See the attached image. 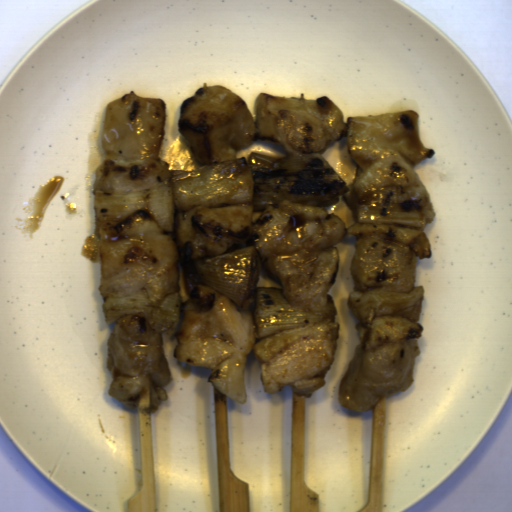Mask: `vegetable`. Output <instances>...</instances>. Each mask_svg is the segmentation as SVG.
<instances>
[{
  "mask_svg": "<svg viewBox=\"0 0 512 512\" xmlns=\"http://www.w3.org/2000/svg\"><path fill=\"white\" fill-rule=\"evenodd\" d=\"M154 187L93 192L97 233L111 231L136 213H146L168 231L175 213L230 205L275 206L285 201L333 207L349 188L330 162L316 153L267 157L256 153L195 170L169 169Z\"/></svg>",
  "mask_w": 512,
  "mask_h": 512,
  "instance_id": "add77e79",
  "label": "vegetable"
},
{
  "mask_svg": "<svg viewBox=\"0 0 512 512\" xmlns=\"http://www.w3.org/2000/svg\"><path fill=\"white\" fill-rule=\"evenodd\" d=\"M261 255L256 242L237 243L216 257H205L196 265L202 281L237 305H255L254 354L269 363L285 350L314 336L319 331L337 335L339 328L336 304L332 295L318 311L294 308L283 296L282 289L257 285L261 271Z\"/></svg>",
  "mask_w": 512,
  "mask_h": 512,
  "instance_id": "ea0f7189",
  "label": "vegetable"
},
{
  "mask_svg": "<svg viewBox=\"0 0 512 512\" xmlns=\"http://www.w3.org/2000/svg\"><path fill=\"white\" fill-rule=\"evenodd\" d=\"M425 298V288L418 286L409 293L366 289L350 291L347 303L359 322L363 350L386 342H402L422 334L418 323Z\"/></svg>",
  "mask_w": 512,
  "mask_h": 512,
  "instance_id": "f7b5029e",
  "label": "vegetable"
},
{
  "mask_svg": "<svg viewBox=\"0 0 512 512\" xmlns=\"http://www.w3.org/2000/svg\"><path fill=\"white\" fill-rule=\"evenodd\" d=\"M355 223L346 233L363 237L382 235L412 249L419 259H429L432 247L425 232L428 223L424 214L414 206H401L383 213L371 206L358 204L355 208Z\"/></svg>",
  "mask_w": 512,
  "mask_h": 512,
  "instance_id": "96ceb2fe",
  "label": "vegetable"
},
{
  "mask_svg": "<svg viewBox=\"0 0 512 512\" xmlns=\"http://www.w3.org/2000/svg\"><path fill=\"white\" fill-rule=\"evenodd\" d=\"M182 300L178 292L157 298L147 290L124 297L104 298L102 312L106 324L129 316H144L162 321L181 320Z\"/></svg>",
  "mask_w": 512,
  "mask_h": 512,
  "instance_id": "f1789d4c",
  "label": "vegetable"
}]
</instances>
